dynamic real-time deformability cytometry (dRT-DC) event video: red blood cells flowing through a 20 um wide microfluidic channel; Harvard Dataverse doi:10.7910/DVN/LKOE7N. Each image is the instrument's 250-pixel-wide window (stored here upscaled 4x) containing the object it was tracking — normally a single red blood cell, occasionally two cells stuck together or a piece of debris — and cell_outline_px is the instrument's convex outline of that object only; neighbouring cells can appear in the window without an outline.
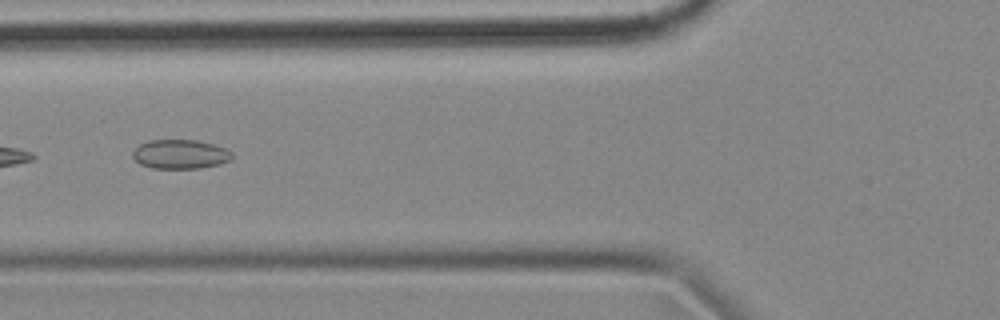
{"species": "common noctule bat (a hibernating species)", "species_latin": "Nyctalus noctula", "temperature_condition": "cold", "stored_images_in_passage": 8, "camera_frame_rate_fps": 3000, "um_per_image_px": 0.085, "animal": {"sex": "female", "body_mass_g": 18.4}, "frame": {"image": 1, "passage_image": 6, "time_ms": 1.667, "image_size_px": [1000, 320], "cell_outline_px": [[232, 160], [220, 164], [200, 168], [152, 168], [140, 164], [132, 156], [132, 152], [140, 144], [148, 140], [196, 140], [228, 148], [232, 152]], "centroid_in_image_um": [15.35, 13.11], "position_along_channel_um": 110.5, "area_um2": 16.99}}
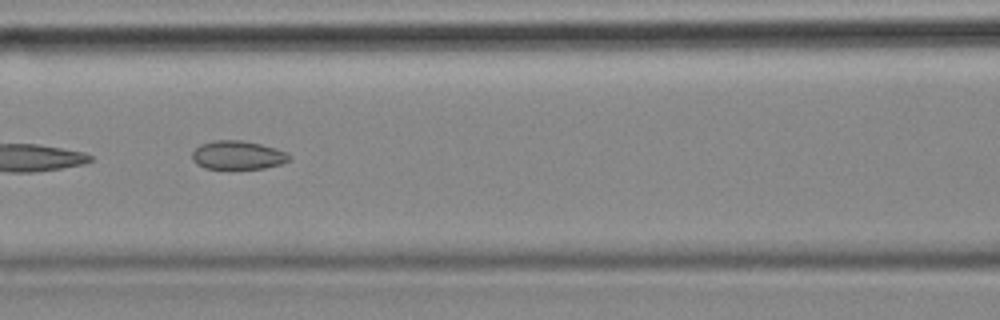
{"frame": {"image": 2, "passage_image": 7, "time_ms": 2.0, "image_size_px": [1000, 320], "cell_outline_px": [[292, 160], [280, 164], [264, 168], [204, 168], [196, 164], [192, 160], [192, 152], [200, 144], [212, 140], [244, 140], [276, 148], [288, 152], [292, 156]], "centroid_in_image_um": [20.23, 13.17], "position_along_channel_um": 146.4, "area_um2": 16.36}}
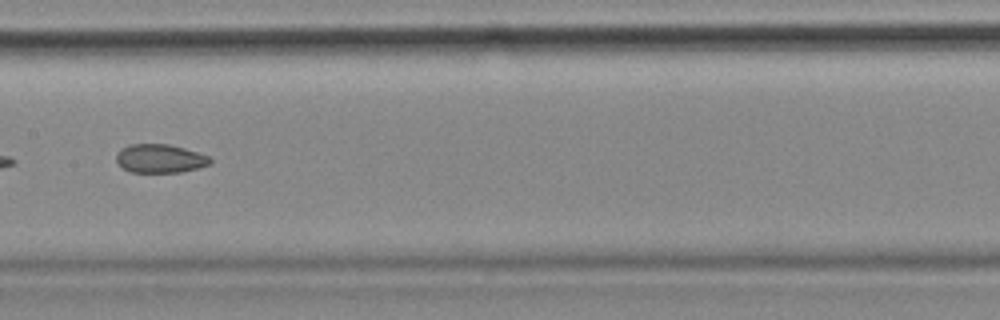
{"frame": {"image": 3, "passage_image": 8, "time_ms": 2.333, "image_size_px": [1000, 320], "cell_outline_px": [[212, 160], [208, 164], [196, 168], [180, 172], [132, 172], [124, 168], [116, 160], [116, 156], [120, 148], [132, 144], [168, 144], [184, 148], [208, 156]], "centroid_in_image_um": [13.57, 13.47], "position_along_channel_um": 193.8, "area_um2": 15.37}}